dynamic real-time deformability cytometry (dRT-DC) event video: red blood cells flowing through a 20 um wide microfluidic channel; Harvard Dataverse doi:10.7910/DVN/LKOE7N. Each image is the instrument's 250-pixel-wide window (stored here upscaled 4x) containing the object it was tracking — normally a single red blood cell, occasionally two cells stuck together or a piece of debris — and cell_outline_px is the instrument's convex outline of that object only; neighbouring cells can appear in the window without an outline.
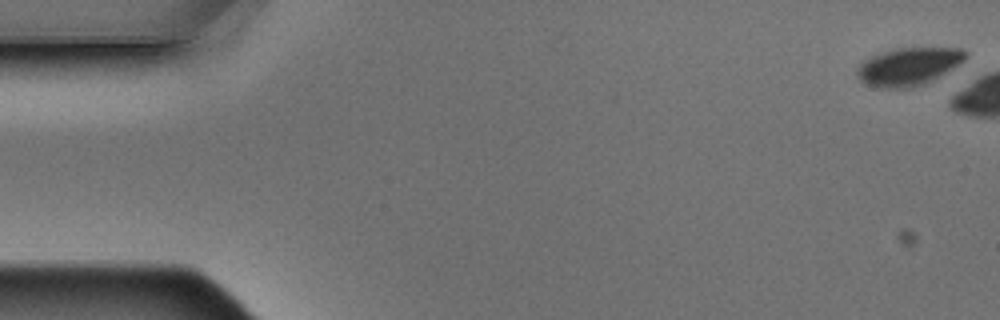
{"species": "Egyptian fruit bat (a non-hibernating species)", "species_latin": "Rousettus aegyptiacus", "temperature_condition": "warm", "stored_images_in_passage": 4, "camera_frame_rate_fps": 3000, "um_per_image_px": 0.085, "animal": {"sex": "male"}, "frame": {"image": 1, "passage_image": 1, "time_ms": 0.0, "image_size_px": [1000, 320], "cell_outline_px": [[968, 52], [964, 60], [952, 68], [912, 88], [876, 88], [864, 84], [856, 76], [856, 68], [864, 60], [880, 52], [896, 48], [960, 48]], "centroid_in_image_um": [77.14, 5.65], "position_along_channel_um": 7.9, "area_um2": 23.64}}